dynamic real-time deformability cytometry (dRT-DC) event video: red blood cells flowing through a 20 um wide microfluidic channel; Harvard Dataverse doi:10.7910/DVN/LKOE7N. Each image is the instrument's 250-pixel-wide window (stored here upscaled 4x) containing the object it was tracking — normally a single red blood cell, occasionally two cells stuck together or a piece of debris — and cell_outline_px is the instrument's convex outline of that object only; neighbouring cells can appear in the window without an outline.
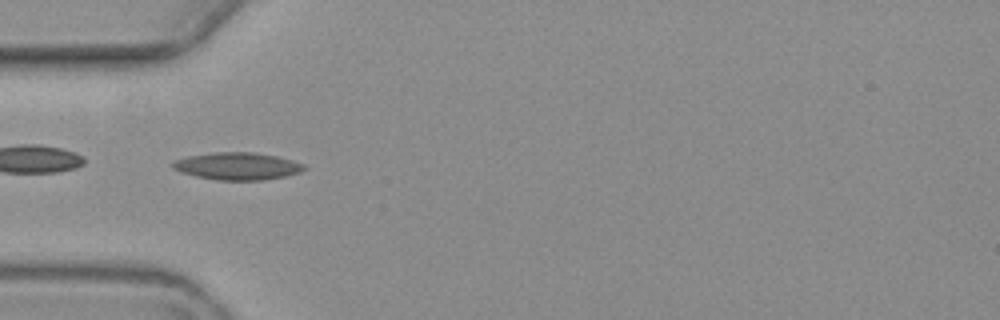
{"species": "common noctule bat (a hibernating species)", "species_latin": "Nyctalus noctula", "temperature_condition": "warm", "stored_images_in_passage": 6, "camera_frame_rate_fps": 3000, "um_per_image_px": 0.085, "animal": {"sex": "female", "body_mass_g": 19.3, "forearm_length_mm": 54.1}, "frame": {"image": 1, "passage_image": 4, "time_ms": 3.667, "image_size_px": [1000, 320], "cell_outline_px": [[308, 168], [300, 172], [284, 176], [264, 180], [220, 180], [196, 176], [180, 172], [172, 168], [172, 160], [188, 156], [216, 152], [256, 152], [276, 156], [292, 160], [304, 164]], "centroid_in_image_um": [20.17, 14.11], "position_along_channel_um": 64.8, "area_um2": 20.98}}
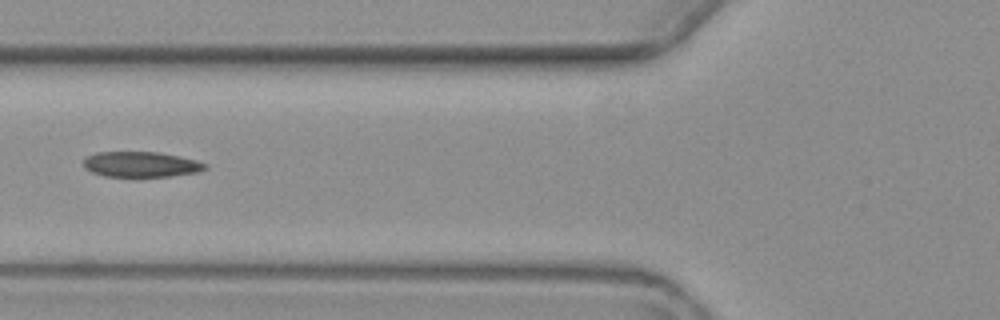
{"frame": {"image": 2, "passage_image": 5, "time_ms": 5.0, "image_size_px": [1000, 320], "cell_outline_px": [[208, 168], [196, 172], [140, 180], [132, 180], [104, 176], [92, 172], [84, 168], [84, 156], [96, 152], [156, 152], [196, 160], [208, 164]], "centroid_in_image_um": [11.92, 14.02], "position_along_channel_um": 113.9, "area_um2": 18.9}}
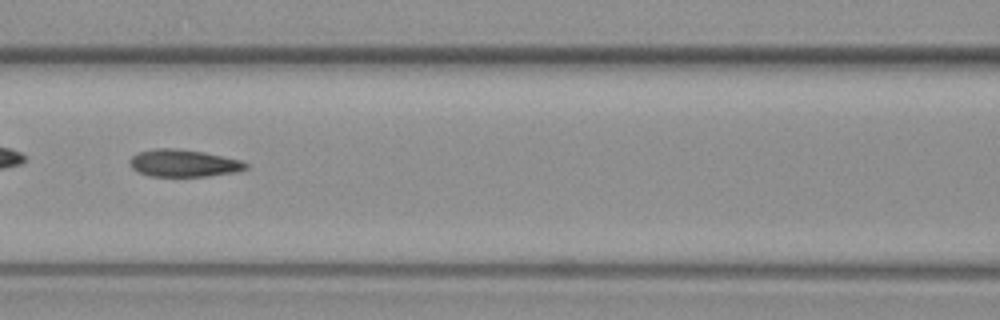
{"frame": {"image": 3, "passage_image": 6, "time_ms": 6.0, "image_size_px": [1000, 320], "cell_outline_px": [[248, 168], [236, 172], [208, 176], [148, 176], [136, 172], [128, 164], [128, 160], [136, 152], [156, 148], [176, 148], [204, 152], [240, 160], [248, 164]], "centroid_in_image_um": [15.55, 13.87], "position_along_channel_um": 151.1, "area_um2": 18.67}}